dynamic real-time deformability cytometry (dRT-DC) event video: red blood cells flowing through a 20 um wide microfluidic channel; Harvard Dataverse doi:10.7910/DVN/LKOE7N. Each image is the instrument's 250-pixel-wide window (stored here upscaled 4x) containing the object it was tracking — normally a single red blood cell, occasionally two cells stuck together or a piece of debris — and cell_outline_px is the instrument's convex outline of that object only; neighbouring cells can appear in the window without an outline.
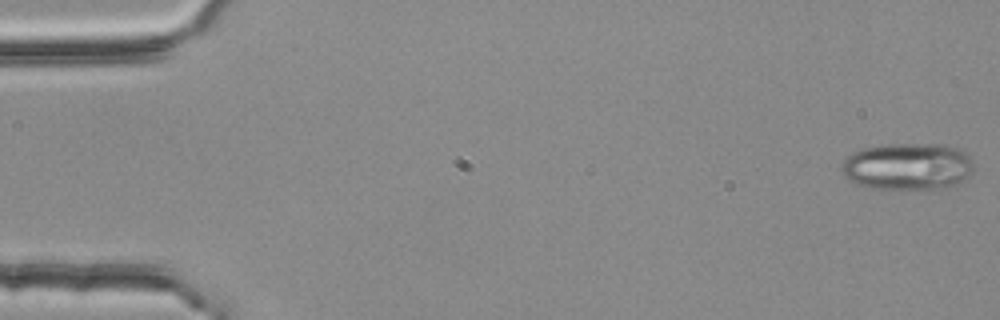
{"species": "common noctule bat (a hibernating species)", "species_latin": "Nyctalus noctula", "temperature_condition": "room temperature", "stored_images_in_passage": 55, "camera_frame_rate_fps": 3000, "um_per_image_px": 0.085, "animal": {"sex": "female", "body_mass_g": 25.1}, "frame": {"image": 1, "passage_image": 1, "time_ms": 0.0, "image_size_px": [1000, 320], "cell_outline_px": [[972, 172], [968, 176], [956, 184], [940, 188], [868, 188], [848, 180], [844, 176], [840, 168], [840, 164], [852, 152], [864, 148], [880, 144], [944, 144], [956, 148], [964, 152], [972, 160]], "centroid_in_image_um": [77.1, 14.13], "position_along_channel_um": 7.9, "area_um2": 36.13}}
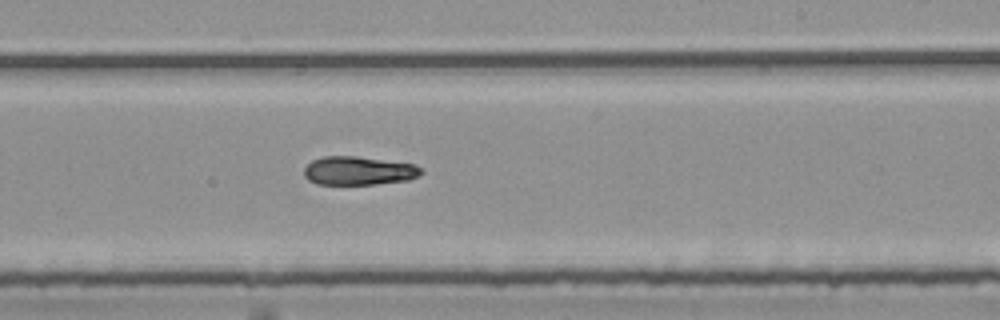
{"frame": {"image": 2, "passage_image": 33, "time_ms": 10.667, "image_size_px": [1000, 320], "cell_outline_px": [[424, 172], [420, 176], [408, 180], [376, 184], [316, 184], [308, 180], [304, 176], [304, 168], [312, 160], [324, 156], [356, 156], [416, 164]], "centroid_in_image_um": [30.5, 14.51], "position_along_channel_um": 258.5, "area_um2": 19.65}}
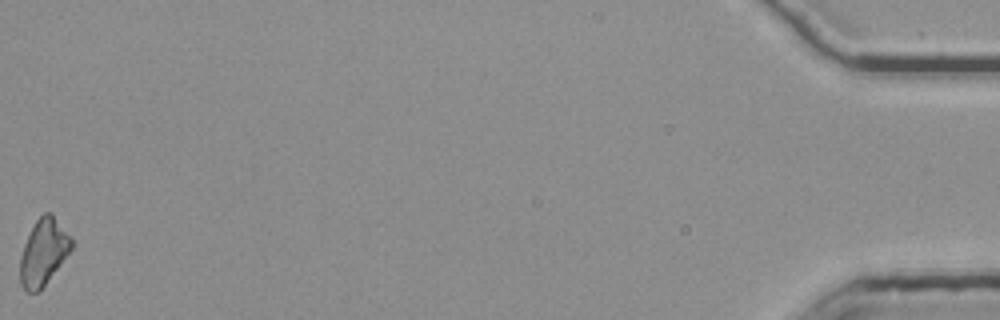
{"frame": {"image": 3, "passage_image": 55, "time_ms": 18.0, "image_size_px": [1000, 320], "cell_outline_px": [[72, 248], [40, 292], [24, 292], [20, 284], [20, 256], [24, 244], [36, 220], [44, 212], [52, 212], [72, 236]], "centroid_in_image_um": [3.7, 21.44], "position_along_channel_um": 431.5, "area_um2": 20.06}, "authors_computed_cell_mechanics": {"area_um2": 20.4612, "velocity_mm_per_s": 3.7614, "shape_relaxation_time_tau1_ms": 10.1688, "shape_relaxation_time_tau2_ms": 11.3707, "deformation_change_tau1": 0.2628, "deformation_change_tau2": 0.2188}}